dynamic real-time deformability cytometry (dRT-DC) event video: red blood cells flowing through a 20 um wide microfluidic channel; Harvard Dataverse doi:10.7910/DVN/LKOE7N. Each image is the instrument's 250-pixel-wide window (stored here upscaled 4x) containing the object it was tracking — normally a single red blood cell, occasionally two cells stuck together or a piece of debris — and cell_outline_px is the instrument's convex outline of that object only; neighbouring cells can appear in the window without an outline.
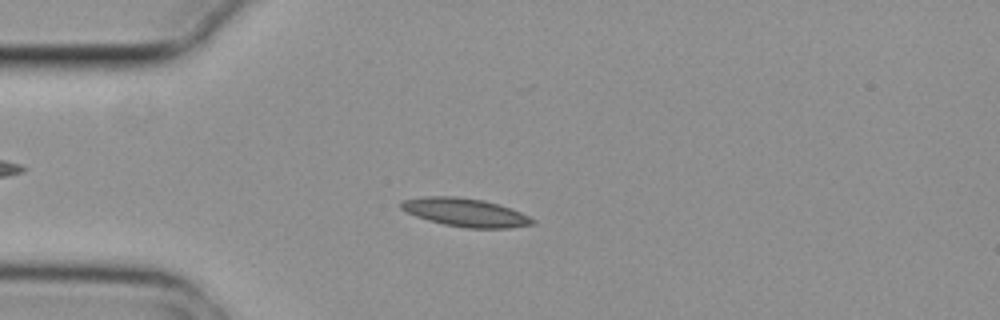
{"species": "common noctule bat (a hibernating species)", "species_latin": "Nyctalus noctula", "temperature_condition": "cold", "stored_images_in_passage": 3, "camera_frame_rate_fps": 3000, "um_per_image_px": 0.085, "animal": {"sex": "female", "body_mass_g": 29.2, "forearm_length_mm": 56.3}, "frame": {"image": 1, "passage_image": 3, "time_ms": 0.667, "image_size_px": [1000, 320], "cell_outline_px": [[536, 224], [512, 228], [468, 228], [444, 224], [428, 220], [416, 216], [400, 208], [400, 204], [404, 200], [424, 196], [456, 196], [484, 200], [520, 212], [536, 220]], "centroid_in_image_um": [39.57, 18.06], "position_along_channel_um": 45.4, "area_um2": 21.56}}